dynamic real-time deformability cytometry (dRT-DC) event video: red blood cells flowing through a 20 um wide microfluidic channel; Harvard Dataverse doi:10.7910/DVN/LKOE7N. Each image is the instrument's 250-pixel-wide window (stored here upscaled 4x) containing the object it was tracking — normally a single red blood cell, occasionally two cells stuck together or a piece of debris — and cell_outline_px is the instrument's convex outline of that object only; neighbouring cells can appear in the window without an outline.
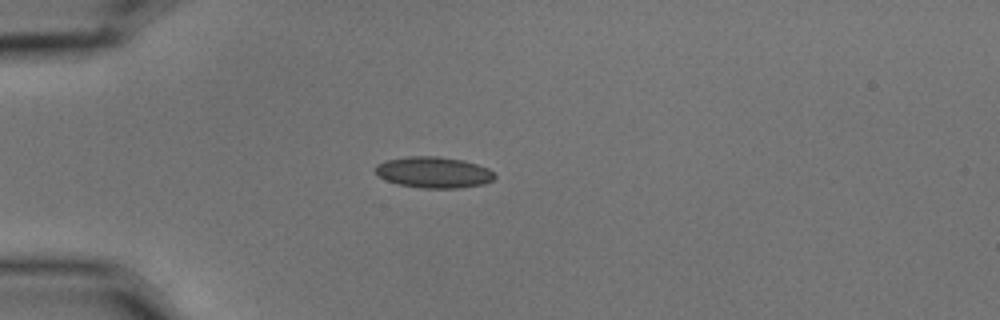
{"species": "common noctule bat (a hibernating species)", "species_latin": "Nyctalus noctula", "temperature_condition": "cold", "stored_images_in_passage": 3, "camera_frame_rate_fps": 3000, "um_per_image_px": 0.085, "animal": {"sex": "male", "body_mass_g": 15.6}, "frame": {"image": 1, "passage_image": 1, "time_ms": 0.0, "image_size_px": [1000, 320], "cell_outline_px": [[496, 176], [492, 180], [484, 184], [456, 188], [420, 188], [400, 184], [388, 180], [380, 176], [372, 168], [376, 164], [384, 160], [408, 156], [440, 156], [464, 160], [488, 168]], "centroid_in_image_um": [36.84, 14.63], "position_along_channel_um": 48.2, "area_um2": 21.68}}
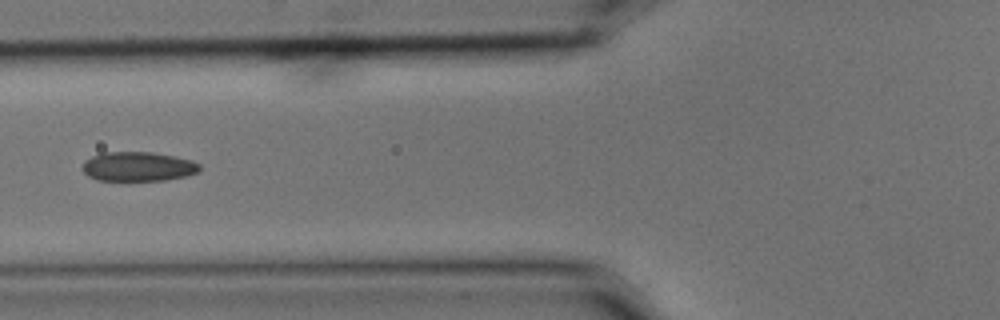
{"frame": {"image": 2, "passage_image": 3, "time_ms": 0.667, "image_size_px": [1000, 320], "cell_outline_px": [[200, 168], [196, 172], [184, 176], [164, 180], [96, 180], [88, 176], [80, 168], [84, 160], [92, 156], [104, 152], [152, 152], [192, 160], [200, 164]], "centroid_in_image_um": [11.67, 14.15], "position_along_channel_um": 114.1, "area_um2": 20.0}}